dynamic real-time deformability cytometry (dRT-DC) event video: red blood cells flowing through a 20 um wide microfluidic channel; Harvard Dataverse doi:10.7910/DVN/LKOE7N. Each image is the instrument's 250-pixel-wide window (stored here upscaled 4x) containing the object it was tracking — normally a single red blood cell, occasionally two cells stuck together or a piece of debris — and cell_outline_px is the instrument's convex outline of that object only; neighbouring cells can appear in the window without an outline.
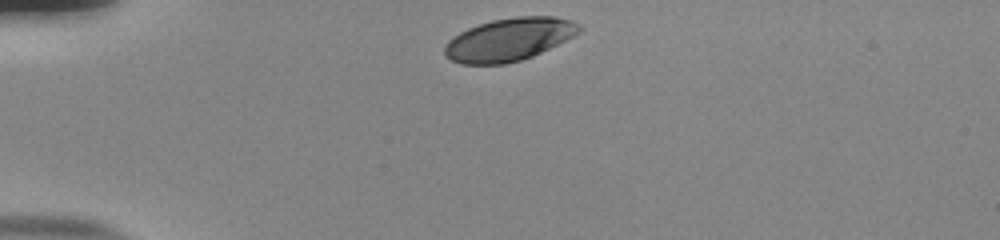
{"species": "human", "species_latin": "Homo sapiens", "temperature_condition": "room temperature", "stored_images_in_passage": 34, "camera_frame_rate_fps": 3000, "um_per_image_px": 0.085, "donor": {"sex": "male"}, "frame": {"image": 1, "passage_image": 1, "time_ms": 0.0, "image_size_px": [1000, 240], "cell_outline_px": [[580, 32], [532, 56], [520, 60], [504, 64], [460, 64], [444, 56], [444, 44], [448, 40], [460, 32], [468, 28], [492, 20], [516, 16], [556, 16], [572, 20], [580, 24]], "centroid_in_image_um": [43.24, 3.35], "position_along_channel_um": 41.8, "area_um2": 33.41}}
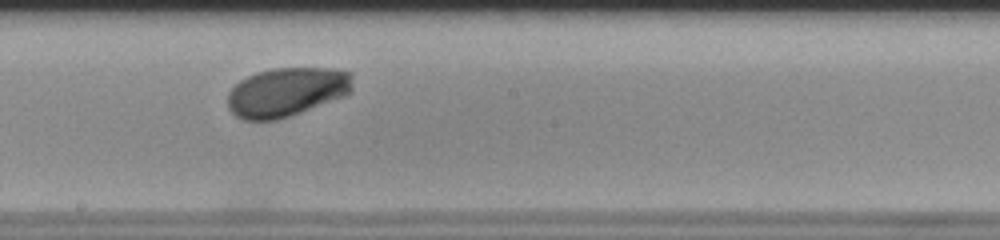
{"frame": {"image": 2, "passage_image": 19, "time_ms": 6.0, "image_size_px": [1000, 240], "cell_outline_px": [[352, 92], [348, 96], [276, 120], [244, 120], [236, 116], [228, 108], [228, 92], [240, 80], [256, 72], [272, 68], [332, 68], [352, 72]], "centroid_in_image_um": [24.4, 7.81], "position_along_channel_um": 223.8, "area_um2": 36.01}}
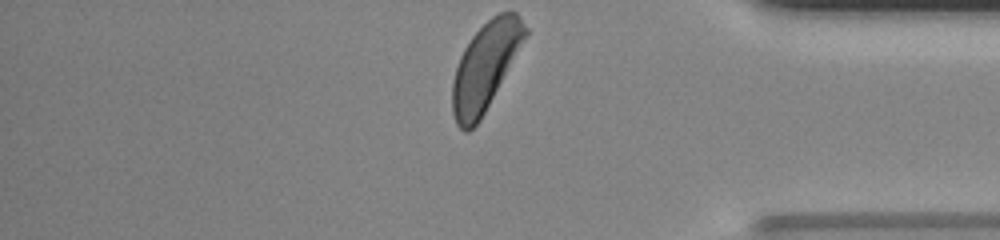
{"frame": {"image": 3, "passage_image": 34, "time_ms": 11.0, "image_size_px": [1000, 240], "cell_outline_px": [[528, 32], [480, 120], [468, 132], [464, 132], [456, 124], [452, 112], [452, 80], [460, 56], [464, 48], [472, 36], [492, 16], [500, 12], [516, 12], [528, 28]], "centroid_in_image_um": [41.22, 5.66], "position_along_channel_um": 394.0, "area_um2": 36.36}, "authors_computed_cell_mechanics": {"area_um2": 35.8649, "velocity_mm_per_s": 3.7428, "shape_relaxation_time_tau1_ms": 1.9175, "shape_relaxation_time_tau2_ms": null, "deformation_change_tau1": 0.1167, "deformation_change_tau2": null}}